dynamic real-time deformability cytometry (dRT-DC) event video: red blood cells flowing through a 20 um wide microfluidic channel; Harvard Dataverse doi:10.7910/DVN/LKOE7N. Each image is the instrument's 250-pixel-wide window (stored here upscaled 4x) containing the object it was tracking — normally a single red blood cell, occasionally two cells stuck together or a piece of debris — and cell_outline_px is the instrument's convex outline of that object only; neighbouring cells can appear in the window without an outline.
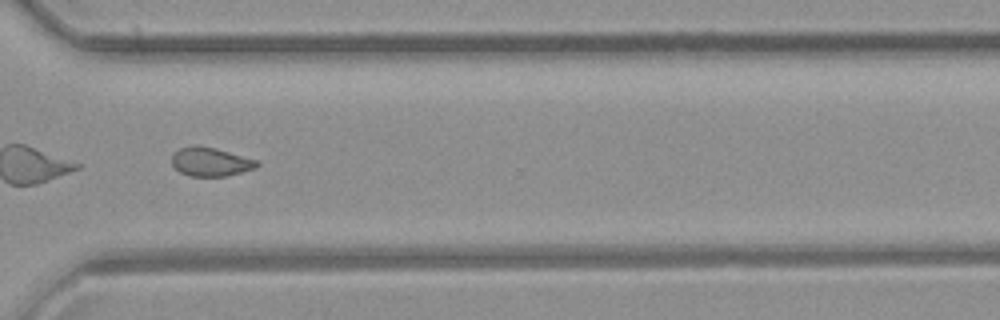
{"species": "common noctule bat (a hibernating species)", "species_latin": "Nyctalus noctula", "temperature_condition": "room temperature", "stored_images_in_passage": 44, "camera_frame_rate_fps": 3000, "um_per_image_px": 0.085, "animal": {"sex": "female", "body_mass_g": 21.9}, "frame": {"image": 1, "passage_image": 32, "time_ms": 10.333, "image_size_px": [1000, 320], "cell_outline_px": [[260, 164], [256, 168], [224, 176], [188, 176], [180, 172], [172, 164], [172, 152], [180, 148], [192, 144], [200, 144], [216, 148], [256, 160]], "centroid_in_image_um": [17.85, 13.73], "position_along_channel_um": 352.8, "area_um2": 14.39}, "authors_computed_cell_mechanics": {"area_um2": 14.6234, "velocity_mm_per_s": 4.4405, "shape_relaxation_time_tau1_ms": null, "shape_relaxation_time_tau2_ms": 4.0717, "deformation_change_tau1": null, "deformation_change_tau2": 0.0992}}